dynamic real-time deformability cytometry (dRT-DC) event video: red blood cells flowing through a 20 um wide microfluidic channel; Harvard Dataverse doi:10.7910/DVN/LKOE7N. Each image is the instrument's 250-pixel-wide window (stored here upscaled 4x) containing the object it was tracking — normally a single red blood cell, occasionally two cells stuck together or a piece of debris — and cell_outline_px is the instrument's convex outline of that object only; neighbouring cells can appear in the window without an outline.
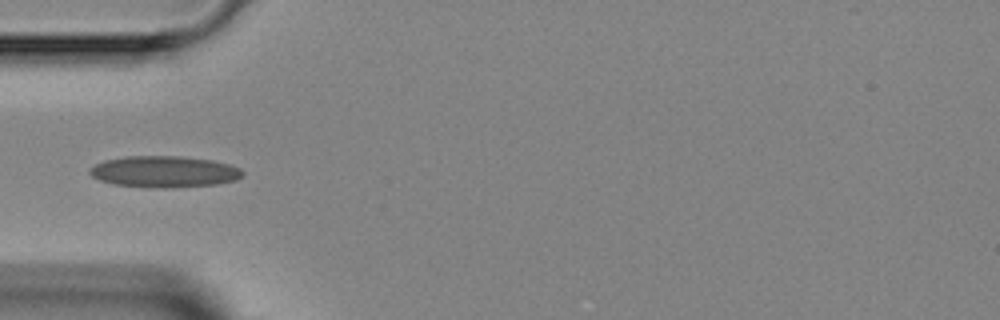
{"species": "Egyptian fruit bat (a non-hibernating species)", "species_latin": "Rousettus aegyptiacus", "temperature_condition": "room temperature", "stored_images_in_passage": 4, "camera_frame_rate_fps": 3000, "um_per_image_px": 0.085, "animal": {"sex": "female"}, "frame": {"image": 1, "passage_image": 3, "time_ms": 3.0, "image_size_px": [1000, 320], "cell_outline_px": [[244, 176], [236, 180], [216, 184], [168, 188], [156, 188], [112, 184], [100, 180], [92, 176], [88, 172], [88, 168], [104, 160], [124, 156], [180, 156], [212, 160], [228, 164], [240, 168], [244, 172]], "centroid_in_image_um": [13.95, 14.59], "position_along_channel_um": 71.1, "area_um2": 28.15}}
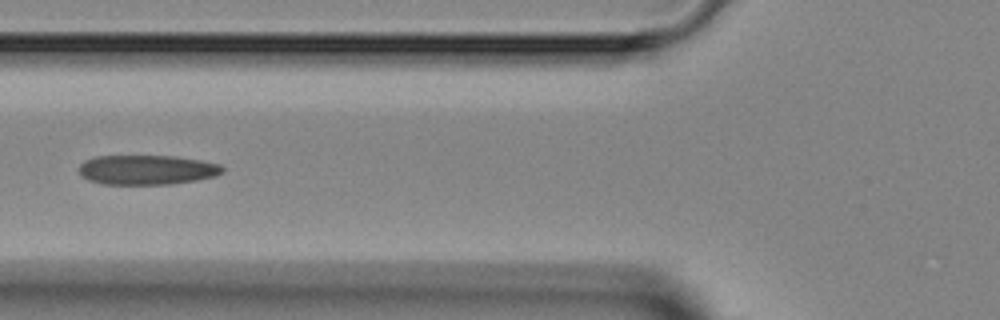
{"frame": {"image": 2, "passage_image": 4, "time_ms": 4.0, "image_size_px": [1000, 320], "cell_outline_px": [[224, 172], [216, 176], [196, 180], [172, 184], [100, 184], [88, 180], [80, 176], [80, 164], [84, 160], [96, 156], [176, 156], [200, 160], [220, 164], [224, 168]], "centroid_in_image_um": [12.49, 14.43], "position_along_channel_um": 113.3, "area_um2": 24.97}}